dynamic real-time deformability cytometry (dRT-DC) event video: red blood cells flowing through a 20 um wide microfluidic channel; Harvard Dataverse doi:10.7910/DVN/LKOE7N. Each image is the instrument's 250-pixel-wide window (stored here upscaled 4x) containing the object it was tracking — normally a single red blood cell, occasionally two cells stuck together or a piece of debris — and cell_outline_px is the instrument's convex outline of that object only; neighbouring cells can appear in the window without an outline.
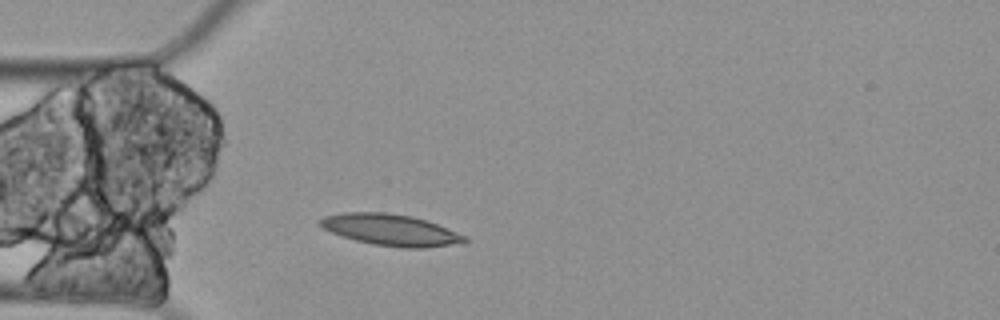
{"species": "Egyptian fruit bat (a non-hibernating species)", "species_latin": "Rousettus aegyptiacus", "temperature_condition": "cold", "stored_images_in_passage": 3, "camera_frame_rate_fps": 3000, "um_per_image_px": 0.085, "animal": {"sex": "female"}, "frame": {"image": 1, "passage_image": 3, "time_ms": 0.667, "image_size_px": [1000, 320], "cell_outline_px": [[468, 240], [448, 244], [424, 248], [404, 248], [372, 244], [340, 236], [324, 228], [320, 224], [320, 220], [324, 216], [340, 212], [384, 212], [412, 216], [436, 224], [464, 236]], "centroid_in_image_um": [33.11, 19.53], "position_along_channel_um": 51.9, "area_um2": 25.89}}